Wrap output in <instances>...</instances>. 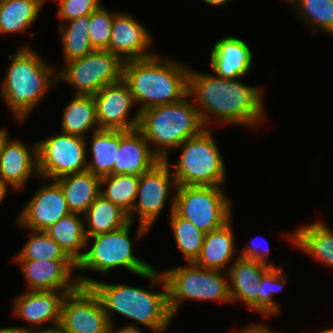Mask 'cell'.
<instances>
[{
    "label": "cell",
    "mask_w": 333,
    "mask_h": 333,
    "mask_svg": "<svg viewBox=\"0 0 333 333\" xmlns=\"http://www.w3.org/2000/svg\"><path fill=\"white\" fill-rule=\"evenodd\" d=\"M240 79L189 70L188 95L206 128H212L216 122L257 130L267 121L263 89Z\"/></svg>",
    "instance_id": "6da1fadb"
},
{
    "label": "cell",
    "mask_w": 333,
    "mask_h": 333,
    "mask_svg": "<svg viewBox=\"0 0 333 333\" xmlns=\"http://www.w3.org/2000/svg\"><path fill=\"white\" fill-rule=\"evenodd\" d=\"M138 276L150 280L145 289L123 283H107L89 276L77 275L80 286L90 287L100 299L109 323H113V313L145 326L153 333L168 331L173 316L168 305L167 286L161 271L154 266ZM162 291H154L161 288ZM153 289V290H152Z\"/></svg>",
    "instance_id": "7a4b0ae2"
},
{
    "label": "cell",
    "mask_w": 333,
    "mask_h": 333,
    "mask_svg": "<svg viewBox=\"0 0 333 333\" xmlns=\"http://www.w3.org/2000/svg\"><path fill=\"white\" fill-rule=\"evenodd\" d=\"M33 46H19L8 56L11 62L0 80V97L7 110L18 122L23 123L46 98L51 87H56L57 66L40 56Z\"/></svg>",
    "instance_id": "3957f363"
},
{
    "label": "cell",
    "mask_w": 333,
    "mask_h": 333,
    "mask_svg": "<svg viewBox=\"0 0 333 333\" xmlns=\"http://www.w3.org/2000/svg\"><path fill=\"white\" fill-rule=\"evenodd\" d=\"M189 66L158 52L148 58L126 61L122 80L128 85L139 112L181 101L188 95Z\"/></svg>",
    "instance_id": "277c9868"
},
{
    "label": "cell",
    "mask_w": 333,
    "mask_h": 333,
    "mask_svg": "<svg viewBox=\"0 0 333 333\" xmlns=\"http://www.w3.org/2000/svg\"><path fill=\"white\" fill-rule=\"evenodd\" d=\"M205 128L189 95L179 102L141 111L138 126L152 152L160 160H170L173 149L199 135Z\"/></svg>",
    "instance_id": "5b68a950"
},
{
    "label": "cell",
    "mask_w": 333,
    "mask_h": 333,
    "mask_svg": "<svg viewBox=\"0 0 333 333\" xmlns=\"http://www.w3.org/2000/svg\"><path fill=\"white\" fill-rule=\"evenodd\" d=\"M133 224L129 222L118 230L87 237L84 255L77 263V273L93 271L106 276L111 270L122 267L131 274L139 275L150 270L153 265L140 260L134 253V243L150 229L138 224L133 240L130 237Z\"/></svg>",
    "instance_id": "8992f818"
},
{
    "label": "cell",
    "mask_w": 333,
    "mask_h": 333,
    "mask_svg": "<svg viewBox=\"0 0 333 333\" xmlns=\"http://www.w3.org/2000/svg\"><path fill=\"white\" fill-rule=\"evenodd\" d=\"M166 286L168 305L174 316L182 304L188 301H215L232 304L228 273L210 270L186 263L162 271Z\"/></svg>",
    "instance_id": "52a82bcc"
},
{
    "label": "cell",
    "mask_w": 333,
    "mask_h": 333,
    "mask_svg": "<svg viewBox=\"0 0 333 333\" xmlns=\"http://www.w3.org/2000/svg\"><path fill=\"white\" fill-rule=\"evenodd\" d=\"M212 129L205 128L178 147L181 154L171 169L177 186L225 185L227 168Z\"/></svg>",
    "instance_id": "ba28073f"
},
{
    "label": "cell",
    "mask_w": 333,
    "mask_h": 333,
    "mask_svg": "<svg viewBox=\"0 0 333 333\" xmlns=\"http://www.w3.org/2000/svg\"><path fill=\"white\" fill-rule=\"evenodd\" d=\"M224 186H177L174 211L204 233L223 227L232 219L234 202Z\"/></svg>",
    "instance_id": "9c48e42d"
},
{
    "label": "cell",
    "mask_w": 333,
    "mask_h": 333,
    "mask_svg": "<svg viewBox=\"0 0 333 333\" xmlns=\"http://www.w3.org/2000/svg\"><path fill=\"white\" fill-rule=\"evenodd\" d=\"M123 64L108 50H94L57 69V81L72 86L75 95H95L104 86L122 80Z\"/></svg>",
    "instance_id": "30bf717a"
},
{
    "label": "cell",
    "mask_w": 333,
    "mask_h": 333,
    "mask_svg": "<svg viewBox=\"0 0 333 333\" xmlns=\"http://www.w3.org/2000/svg\"><path fill=\"white\" fill-rule=\"evenodd\" d=\"M170 162V160H160L147 172L139 175L136 201L128 214L130 222L134 223L138 218L139 224L152 230L168 199L171 201L168 203L169 210L174 211L177 184Z\"/></svg>",
    "instance_id": "8fae6325"
},
{
    "label": "cell",
    "mask_w": 333,
    "mask_h": 333,
    "mask_svg": "<svg viewBox=\"0 0 333 333\" xmlns=\"http://www.w3.org/2000/svg\"><path fill=\"white\" fill-rule=\"evenodd\" d=\"M86 138L58 132L37 141L39 176L56 180L87 170Z\"/></svg>",
    "instance_id": "7c38bea8"
},
{
    "label": "cell",
    "mask_w": 333,
    "mask_h": 333,
    "mask_svg": "<svg viewBox=\"0 0 333 333\" xmlns=\"http://www.w3.org/2000/svg\"><path fill=\"white\" fill-rule=\"evenodd\" d=\"M59 325L66 333H107L109 320L93 290L80 286L63 299Z\"/></svg>",
    "instance_id": "4fadbf2b"
},
{
    "label": "cell",
    "mask_w": 333,
    "mask_h": 333,
    "mask_svg": "<svg viewBox=\"0 0 333 333\" xmlns=\"http://www.w3.org/2000/svg\"><path fill=\"white\" fill-rule=\"evenodd\" d=\"M38 180L44 182L37 187L33 196L22 207L16 222L23 229L46 231L71 212L64 198L62 188L55 180L41 177Z\"/></svg>",
    "instance_id": "5bb4252c"
},
{
    "label": "cell",
    "mask_w": 333,
    "mask_h": 333,
    "mask_svg": "<svg viewBox=\"0 0 333 333\" xmlns=\"http://www.w3.org/2000/svg\"><path fill=\"white\" fill-rule=\"evenodd\" d=\"M93 98L100 129L122 131L138 129L140 112L137 110L133 116L130 115L136 104L128 85L123 80L104 86L93 95Z\"/></svg>",
    "instance_id": "9a60e30c"
},
{
    "label": "cell",
    "mask_w": 333,
    "mask_h": 333,
    "mask_svg": "<svg viewBox=\"0 0 333 333\" xmlns=\"http://www.w3.org/2000/svg\"><path fill=\"white\" fill-rule=\"evenodd\" d=\"M67 294L56 290L26 291L13 301L12 315L27 322V326H15L20 333L42 329L60 323L61 304ZM50 325H47V324ZM47 325V326H46Z\"/></svg>",
    "instance_id": "2e32d148"
},
{
    "label": "cell",
    "mask_w": 333,
    "mask_h": 333,
    "mask_svg": "<svg viewBox=\"0 0 333 333\" xmlns=\"http://www.w3.org/2000/svg\"><path fill=\"white\" fill-rule=\"evenodd\" d=\"M12 261L20 265L26 281V291L56 290L69 294L80 287L76 273L77 263L74 261Z\"/></svg>",
    "instance_id": "e0dca14e"
},
{
    "label": "cell",
    "mask_w": 333,
    "mask_h": 333,
    "mask_svg": "<svg viewBox=\"0 0 333 333\" xmlns=\"http://www.w3.org/2000/svg\"><path fill=\"white\" fill-rule=\"evenodd\" d=\"M110 34L107 50L117 55L123 62L148 58L157 53L149 50L154 41L152 35L133 14L117 12Z\"/></svg>",
    "instance_id": "ac0fdd59"
},
{
    "label": "cell",
    "mask_w": 333,
    "mask_h": 333,
    "mask_svg": "<svg viewBox=\"0 0 333 333\" xmlns=\"http://www.w3.org/2000/svg\"><path fill=\"white\" fill-rule=\"evenodd\" d=\"M11 138L9 135L3 141L0 153V179L10 189L18 192L31 178H40L37 140L28 145L23 140Z\"/></svg>",
    "instance_id": "d6986e66"
},
{
    "label": "cell",
    "mask_w": 333,
    "mask_h": 333,
    "mask_svg": "<svg viewBox=\"0 0 333 333\" xmlns=\"http://www.w3.org/2000/svg\"><path fill=\"white\" fill-rule=\"evenodd\" d=\"M210 52V66L214 74L225 79L247 76L253 65V53L247 42L236 36L216 40Z\"/></svg>",
    "instance_id": "ffe728a7"
},
{
    "label": "cell",
    "mask_w": 333,
    "mask_h": 333,
    "mask_svg": "<svg viewBox=\"0 0 333 333\" xmlns=\"http://www.w3.org/2000/svg\"><path fill=\"white\" fill-rule=\"evenodd\" d=\"M269 268L254 260L236 258L227 272L232 304L242 302L249 310L259 314L261 279Z\"/></svg>",
    "instance_id": "44dd1931"
},
{
    "label": "cell",
    "mask_w": 333,
    "mask_h": 333,
    "mask_svg": "<svg viewBox=\"0 0 333 333\" xmlns=\"http://www.w3.org/2000/svg\"><path fill=\"white\" fill-rule=\"evenodd\" d=\"M160 159L152 152L148 141L138 130H119V148L113 175L139 176L151 169Z\"/></svg>",
    "instance_id": "7402d4cb"
},
{
    "label": "cell",
    "mask_w": 333,
    "mask_h": 333,
    "mask_svg": "<svg viewBox=\"0 0 333 333\" xmlns=\"http://www.w3.org/2000/svg\"><path fill=\"white\" fill-rule=\"evenodd\" d=\"M232 220L217 230L205 233L201 253L194 262L197 266L228 272L229 267L239 257L235 251L236 236Z\"/></svg>",
    "instance_id": "603a6c76"
},
{
    "label": "cell",
    "mask_w": 333,
    "mask_h": 333,
    "mask_svg": "<svg viewBox=\"0 0 333 333\" xmlns=\"http://www.w3.org/2000/svg\"><path fill=\"white\" fill-rule=\"evenodd\" d=\"M288 233L283 236L296 249L326 267L333 268V229L326 222L317 220Z\"/></svg>",
    "instance_id": "cb8c5ba5"
},
{
    "label": "cell",
    "mask_w": 333,
    "mask_h": 333,
    "mask_svg": "<svg viewBox=\"0 0 333 333\" xmlns=\"http://www.w3.org/2000/svg\"><path fill=\"white\" fill-rule=\"evenodd\" d=\"M60 187L71 213L84 215L100 195L101 177L89 171L68 174L55 180Z\"/></svg>",
    "instance_id": "d4e9b609"
},
{
    "label": "cell",
    "mask_w": 333,
    "mask_h": 333,
    "mask_svg": "<svg viewBox=\"0 0 333 333\" xmlns=\"http://www.w3.org/2000/svg\"><path fill=\"white\" fill-rule=\"evenodd\" d=\"M63 111L59 131L63 134L87 138L89 131L91 134L100 129L93 95H74Z\"/></svg>",
    "instance_id": "484cf974"
},
{
    "label": "cell",
    "mask_w": 333,
    "mask_h": 333,
    "mask_svg": "<svg viewBox=\"0 0 333 333\" xmlns=\"http://www.w3.org/2000/svg\"><path fill=\"white\" fill-rule=\"evenodd\" d=\"M45 232L75 263L83 257L87 241L83 215L70 213Z\"/></svg>",
    "instance_id": "4316f807"
},
{
    "label": "cell",
    "mask_w": 333,
    "mask_h": 333,
    "mask_svg": "<svg viewBox=\"0 0 333 333\" xmlns=\"http://www.w3.org/2000/svg\"><path fill=\"white\" fill-rule=\"evenodd\" d=\"M90 135V140L86 138V148L91 151L87 171L99 177L113 174L119 148V130L99 129Z\"/></svg>",
    "instance_id": "83f0119b"
},
{
    "label": "cell",
    "mask_w": 333,
    "mask_h": 333,
    "mask_svg": "<svg viewBox=\"0 0 333 333\" xmlns=\"http://www.w3.org/2000/svg\"><path fill=\"white\" fill-rule=\"evenodd\" d=\"M42 7V0H0V35L26 32Z\"/></svg>",
    "instance_id": "f1b7e54d"
},
{
    "label": "cell",
    "mask_w": 333,
    "mask_h": 333,
    "mask_svg": "<svg viewBox=\"0 0 333 333\" xmlns=\"http://www.w3.org/2000/svg\"><path fill=\"white\" fill-rule=\"evenodd\" d=\"M83 216L87 237L118 230L130 222L124 210L101 194Z\"/></svg>",
    "instance_id": "f546056e"
},
{
    "label": "cell",
    "mask_w": 333,
    "mask_h": 333,
    "mask_svg": "<svg viewBox=\"0 0 333 333\" xmlns=\"http://www.w3.org/2000/svg\"><path fill=\"white\" fill-rule=\"evenodd\" d=\"M89 24L90 14L58 26L64 64L94 51L89 38Z\"/></svg>",
    "instance_id": "4dcf8cb0"
},
{
    "label": "cell",
    "mask_w": 333,
    "mask_h": 333,
    "mask_svg": "<svg viewBox=\"0 0 333 333\" xmlns=\"http://www.w3.org/2000/svg\"><path fill=\"white\" fill-rule=\"evenodd\" d=\"M284 2L292 6L295 15L313 34L321 32L333 35V0H284Z\"/></svg>",
    "instance_id": "1f68e13d"
},
{
    "label": "cell",
    "mask_w": 333,
    "mask_h": 333,
    "mask_svg": "<svg viewBox=\"0 0 333 333\" xmlns=\"http://www.w3.org/2000/svg\"><path fill=\"white\" fill-rule=\"evenodd\" d=\"M138 183L139 176L123 174L103 176L100 194L129 214L136 201Z\"/></svg>",
    "instance_id": "d6a6232c"
},
{
    "label": "cell",
    "mask_w": 333,
    "mask_h": 333,
    "mask_svg": "<svg viewBox=\"0 0 333 333\" xmlns=\"http://www.w3.org/2000/svg\"><path fill=\"white\" fill-rule=\"evenodd\" d=\"M168 221L173 230L175 245L182 253L185 263H194L201 253L205 233L175 211L170 213Z\"/></svg>",
    "instance_id": "836d02e7"
},
{
    "label": "cell",
    "mask_w": 333,
    "mask_h": 333,
    "mask_svg": "<svg viewBox=\"0 0 333 333\" xmlns=\"http://www.w3.org/2000/svg\"><path fill=\"white\" fill-rule=\"evenodd\" d=\"M27 230L29 239L12 260L73 261L45 231Z\"/></svg>",
    "instance_id": "e575fe53"
},
{
    "label": "cell",
    "mask_w": 333,
    "mask_h": 333,
    "mask_svg": "<svg viewBox=\"0 0 333 333\" xmlns=\"http://www.w3.org/2000/svg\"><path fill=\"white\" fill-rule=\"evenodd\" d=\"M283 267H270L262 276L261 293L259 294V315L268 319L279 315L281 307L274 298L276 293L281 292L288 280Z\"/></svg>",
    "instance_id": "d590c367"
},
{
    "label": "cell",
    "mask_w": 333,
    "mask_h": 333,
    "mask_svg": "<svg viewBox=\"0 0 333 333\" xmlns=\"http://www.w3.org/2000/svg\"><path fill=\"white\" fill-rule=\"evenodd\" d=\"M102 5L90 14L89 38L94 50H107L110 42V33L114 15Z\"/></svg>",
    "instance_id": "8d00e7d4"
},
{
    "label": "cell",
    "mask_w": 333,
    "mask_h": 333,
    "mask_svg": "<svg viewBox=\"0 0 333 333\" xmlns=\"http://www.w3.org/2000/svg\"><path fill=\"white\" fill-rule=\"evenodd\" d=\"M102 0H62L58 3L56 11L59 24L69 20L86 16L94 12L99 6L103 5Z\"/></svg>",
    "instance_id": "74e56055"
},
{
    "label": "cell",
    "mask_w": 333,
    "mask_h": 333,
    "mask_svg": "<svg viewBox=\"0 0 333 333\" xmlns=\"http://www.w3.org/2000/svg\"><path fill=\"white\" fill-rule=\"evenodd\" d=\"M258 239L260 240L261 243L258 242L259 241ZM267 244L268 241L263 236H260L259 238L257 236L256 238H253V240L251 239L250 242H248L247 244L245 243L246 247L245 248L243 247L240 250L241 253H238L239 257L244 259L254 260L256 262L265 264L269 267H283L281 263H279L278 266L275 265L276 262L273 259L269 258L270 250Z\"/></svg>",
    "instance_id": "f35d334b"
},
{
    "label": "cell",
    "mask_w": 333,
    "mask_h": 333,
    "mask_svg": "<svg viewBox=\"0 0 333 333\" xmlns=\"http://www.w3.org/2000/svg\"><path fill=\"white\" fill-rule=\"evenodd\" d=\"M228 333H280L279 331L273 330L269 327V325H265L264 322L260 323H252L250 325L243 326L238 330L230 331Z\"/></svg>",
    "instance_id": "ab89813d"
},
{
    "label": "cell",
    "mask_w": 333,
    "mask_h": 333,
    "mask_svg": "<svg viewBox=\"0 0 333 333\" xmlns=\"http://www.w3.org/2000/svg\"><path fill=\"white\" fill-rule=\"evenodd\" d=\"M107 333H145V331L143 329L139 328V326H137V325L132 326V325H128V324H124V326L115 328L114 322H113V323H109Z\"/></svg>",
    "instance_id": "60d3db41"
},
{
    "label": "cell",
    "mask_w": 333,
    "mask_h": 333,
    "mask_svg": "<svg viewBox=\"0 0 333 333\" xmlns=\"http://www.w3.org/2000/svg\"><path fill=\"white\" fill-rule=\"evenodd\" d=\"M28 333H66V332L58 324V325H54V326H50V327H46V328H42V329L32 330Z\"/></svg>",
    "instance_id": "b9f144b4"
},
{
    "label": "cell",
    "mask_w": 333,
    "mask_h": 333,
    "mask_svg": "<svg viewBox=\"0 0 333 333\" xmlns=\"http://www.w3.org/2000/svg\"><path fill=\"white\" fill-rule=\"evenodd\" d=\"M10 187L0 179V204L5 200Z\"/></svg>",
    "instance_id": "7bdbcfd3"
},
{
    "label": "cell",
    "mask_w": 333,
    "mask_h": 333,
    "mask_svg": "<svg viewBox=\"0 0 333 333\" xmlns=\"http://www.w3.org/2000/svg\"><path fill=\"white\" fill-rule=\"evenodd\" d=\"M202 2L213 6V7H217V6H223L228 4L229 2H231V0H202Z\"/></svg>",
    "instance_id": "ee69618b"
},
{
    "label": "cell",
    "mask_w": 333,
    "mask_h": 333,
    "mask_svg": "<svg viewBox=\"0 0 333 333\" xmlns=\"http://www.w3.org/2000/svg\"><path fill=\"white\" fill-rule=\"evenodd\" d=\"M7 130L8 129H5V127L0 129V153L3 146V141L10 135Z\"/></svg>",
    "instance_id": "f6af8a7d"
},
{
    "label": "cell",
    "mask_w": 333,
    "mask_h": 333,
    "mask_svg": "<svg viewBox=\"0 0 333 333\" xmlns=\"http://www.w3.org/2000/svg\"><path fill=\"white\" fill-rule=\"evenodd\" d=\"M0 333H20L15 326L12 327H1Z\"/></svg>",
    "instance_id": "bcb514c9"
},
{
    "label": "cell",
    "mask_w": 333,
    "mask_h": 333,
    "mask_svg": "<svg viewBox=\"0 0 333 333\" xmlns=\"http://www.w3.org/2000/svg\"><path fill=\"white\" fill-rule=\"evenodd\" d=\"M315 333H333V328H329V329L321 330V331H319V332H315Z\"/></svg>",
    "instance_id": "7dc6e473"
},
{
    "label": "cell",
    "mask_w": 333,
    "mask_h": 333,
    "mask_svg": "<svg viewBox=\"0 0 333 333\" xmlns=\"http://www.w3.org/2000/svg\"><path fill=\"white\" fill-rule=\"evenodd\" d=\"M47 0H42V5L44 6V4L46 3ZM50 1V0H49ZM53 1V0H52ZM57 1V4L62 1V0H55V2Z\"/></svg>",
    "instance_id": "c3c4849f"
}]
</instances>
